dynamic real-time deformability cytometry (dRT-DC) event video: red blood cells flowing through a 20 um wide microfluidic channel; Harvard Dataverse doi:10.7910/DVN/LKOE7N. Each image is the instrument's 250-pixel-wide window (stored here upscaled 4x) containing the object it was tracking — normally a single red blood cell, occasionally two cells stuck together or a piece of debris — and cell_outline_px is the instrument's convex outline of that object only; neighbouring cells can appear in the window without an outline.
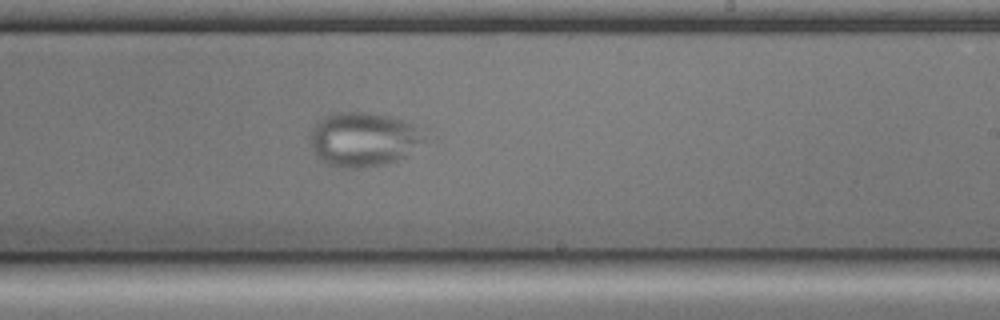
{"species": "common noctule bat (a hibernating species)", "species_latin": "Nyctalus noctula", "temperature_condition": "cold", "stored_images_in_passage": 38, "camera_frame_rate_fps": 3000, "um_per_image_px": 0.085, "animal": {"sex": "male", "body_mass_g": 17.9, "forearm_length_mm": 54.2}, "frame": {"image": 1, "passage_image": 22, "time_ms": 7.0, "image_size_px": [1000, 320], "cell_outline_px": [[436, 136], [404, 156], [396, 160], [384, 164], [360, 168], [344, 168], [328, 164], [316, 156], [312, 148], [308, 136], [312, 128], [324, 116], [340, 112], [372, 112], [436, 128]], "centroid_in_image_um": [31.1, 11.81], "position_along_channel_um": 257.9, "area_um2": 37.74}}